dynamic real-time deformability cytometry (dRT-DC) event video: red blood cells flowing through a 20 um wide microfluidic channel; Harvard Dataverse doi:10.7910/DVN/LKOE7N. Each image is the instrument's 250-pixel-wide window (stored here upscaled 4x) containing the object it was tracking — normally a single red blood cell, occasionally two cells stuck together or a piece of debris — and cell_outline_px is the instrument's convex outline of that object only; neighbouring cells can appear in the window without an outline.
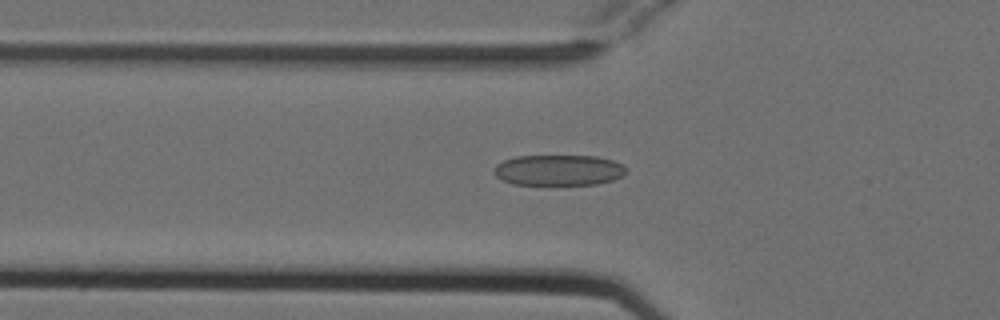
{"species": "Egyptian fruit bat (a non-hibernating species)", "species_latin": "Rousettus aegyptiacus", "temperature_condition": "cold", "stored_images_in_passage": 53, "camera_frame_rate_fps": 3000, "um_per_image_px": 0.085, "animal": {"sex": "female"}, "frame": {"image": 1, "passage_image": 18, "time_ms": 5.667, "image_size_px": [1000, 320], "cell_outline_px": [[628, 172], [624, 176], [612, 180], [596, 184], [512, 184], [496, 176], [492, 172], [492, 168], [496, 164], [504, 160], [516, 156], [596, 156], [612, 160], [624, 164], [628, 168]], "centroid_in_image_um": [47.51, 14.45], "position_along_channel_um": 78.3, "area_um2": 23.87}}
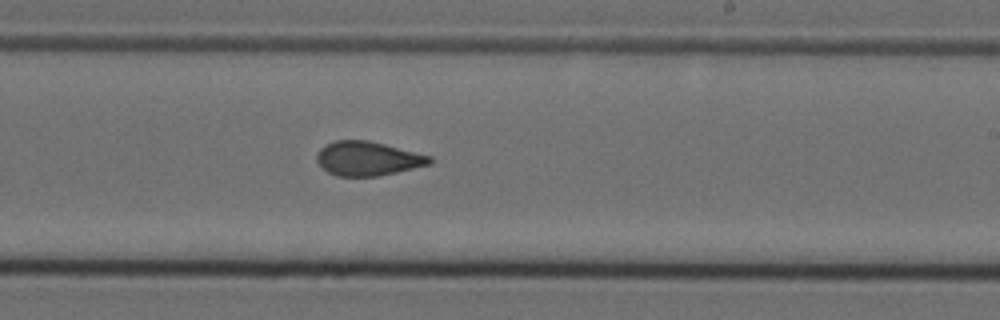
{"frame": {"image": 2, "passage_image": 32, "time_ms": 10.333, "image_size_px": [1000, 320], "cell_outline_px": [[432, 164], [396, 172], [376, 176], [336, 176], [328, 172], [316, 160], [316, 156], [320, 148], [324, 144], [336, 140], [368, 140], [432, 156]], "centroid_in_image_um": [31.25, 13.47], "position_along_channel_um": 257.7, "area_um2": 22.43}}
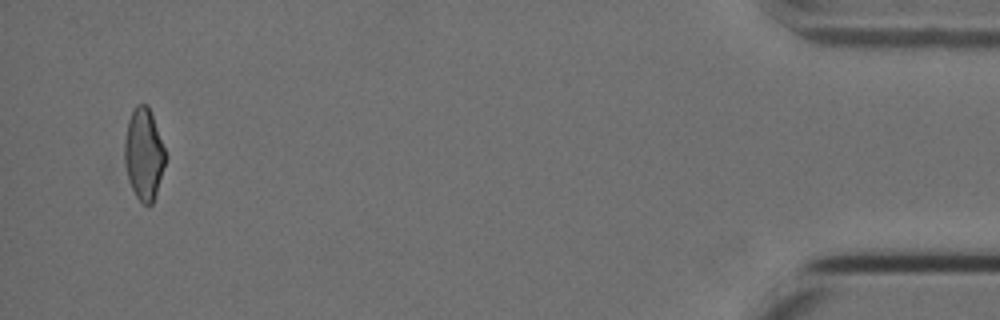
{"frame": {"image": 3, "passage_image": 51, "time_ms": 16.667, "image_size_px": [1000, 320], "cell_outline_px": [[168, 156], [152, 204], [148, 208], [136, 196], [128, 180], [124, 164], [124, 140], [128, 120], [136, 104], [148, 104]], "centroid_in_image_um": [12.23, 13.1], "position_along_channel_um": 423.0, "area_um2": 22.08}, "authors_computed_cell_mechanics": {"area_um2": 23.0622, "velocity_mm_per_s": 3.8254, "shape_relaxation_time_tau1_ms": 6.2926, "shape_relaxation_time_tau2_ms": 1.6691, "deformation_change_tau1": 0.1687, "deformation_change_tau2": 0.0904}}